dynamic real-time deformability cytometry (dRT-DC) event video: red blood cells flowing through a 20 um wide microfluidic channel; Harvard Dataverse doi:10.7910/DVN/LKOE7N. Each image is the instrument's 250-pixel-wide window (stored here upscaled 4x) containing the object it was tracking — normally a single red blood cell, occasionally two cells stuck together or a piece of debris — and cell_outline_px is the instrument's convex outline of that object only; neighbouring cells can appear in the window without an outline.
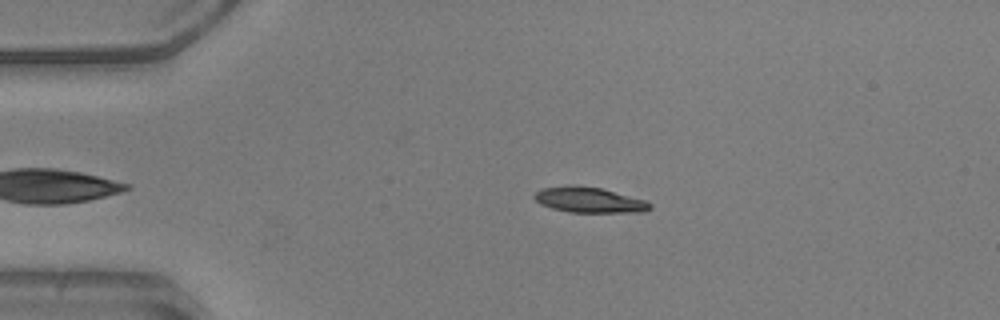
{"species": "common noctule bat (a hibernating species)", "species_latin": "Nyctalus noctula", "temperature_condition": "warm", "stored_images_in_passage": 39, "camera_frame_rate_fps": 3000, "um_per_image_px": 0.085, "animal": {"sex": "male", "body_mass_g": 20.5, "forearm_length_mm": 52.5}, "frame": {"image": 1, "passage_image": 4, "time_ms": 1.0, "image_size_px": [1000, 320], "cell_outline_px": [[652, 208], [644, 212], [568, 212], [552, 208], [540, 204], [532, 196], [540, 188], [576, 184], [604, 188], [644, 200], [652, 204]], "centroid_in_image_um": [50.07, 16.98], "position_along_channel_um": 34.9, "area_um2": 17.4}}
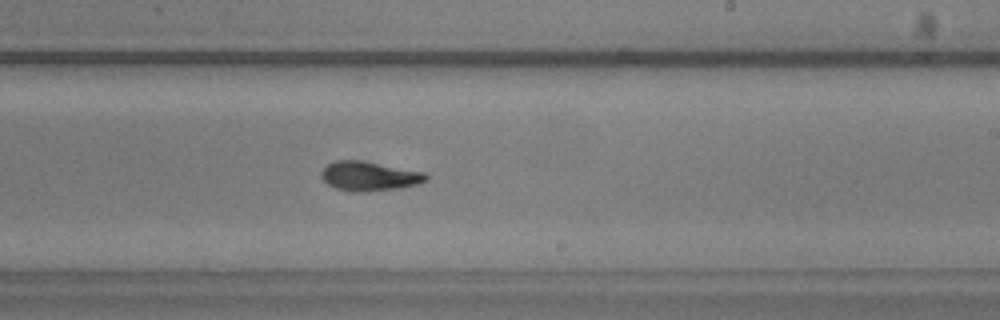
{"frame": {"image": 2, "passage_image": 24, "time_ms": 7.667, "image_size_px": [1000, 320], "cell_outline_px": [[428, 180], [420, 184], [400, 188], [336, 188], [328, 184], [320, 176], [320, 172], [328, 164], [336, 160], [364, 160], [424, 172], [428, 176]], "centroid_in_image_um": [31.44, 14.9], "position_along_channel_um": 257.6, "area_um2": 17.05}}
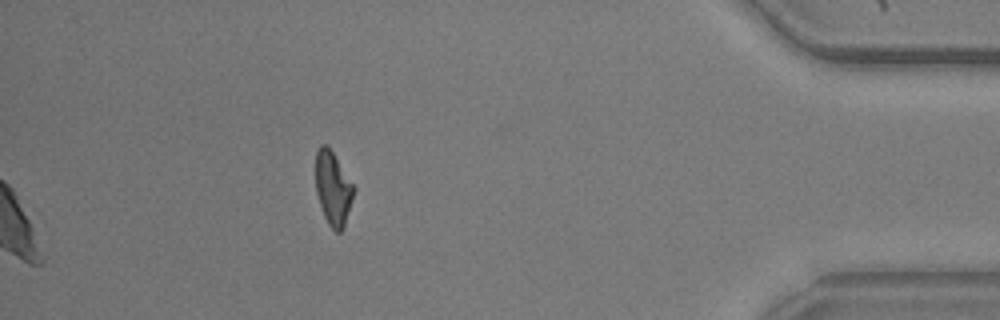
{"frame": {"image": 3, "passage_image": 39, "time_ms": 12.667, "image_size_px": [1000, 320], "cell_outline_px": [[356, 188], [344, 228], [340, 232], [336, 232], [328, 224], [324, 216], [316, 192], [316, 152], [320, 144], [328, 144]], "centroid_in_image_um": [28.32, 15.99], "position_along_channel_um": 406.9, "area_um2": 16.53}, "authors_computed_cell_mechanics": {"area_um2": 17.4556, "velocity_mm_per_s": 3.9579, "shape_relaxation_time_tau1_ms": 7.7601, "shape_relaxation_time_tau2_ms": 2.4993, "deformation_change_tau1": 0.2488, "deformation_change_tau2": 0.0823}}